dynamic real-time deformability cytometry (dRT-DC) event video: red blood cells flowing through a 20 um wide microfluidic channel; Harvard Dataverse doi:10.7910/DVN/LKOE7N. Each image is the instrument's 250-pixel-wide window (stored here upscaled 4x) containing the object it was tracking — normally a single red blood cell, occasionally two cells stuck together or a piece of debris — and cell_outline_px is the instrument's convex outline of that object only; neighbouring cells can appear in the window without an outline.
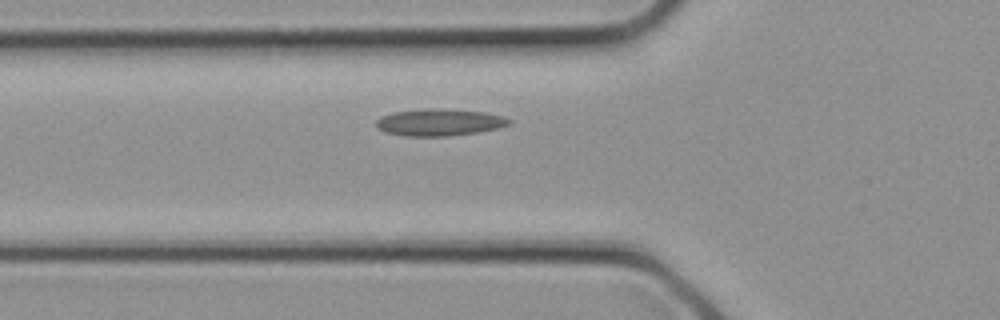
{"species": "common noctule bat (a hibernating species)", "species_latin": "Nyctalus noctula", "temperature_condition": "cold", "stored_images_in_passage": 13, "camera_frame_rate_fps": 3000, "um_per_image_px": 0.085, "animal": {"sex": "female", "body_mass_g": 21.9}, "frame": {"image": 1, "passage_image": 4, "time_ms": 1.0, "image_size_px": [1000, 320], "cell_outline_px": [[512, 120], [508, 124], [496, 128], [476, 132], [448, 136], [404, 136], [384, 132], [376, 128], [376, 120], [380, 116], [392, 112], [428, 108], [484, 112], [500, 116]], "centroid_in_image_um": [37.24, 10.4], "position_along_channel_um": 88.6, "area_um2": 20.63}}
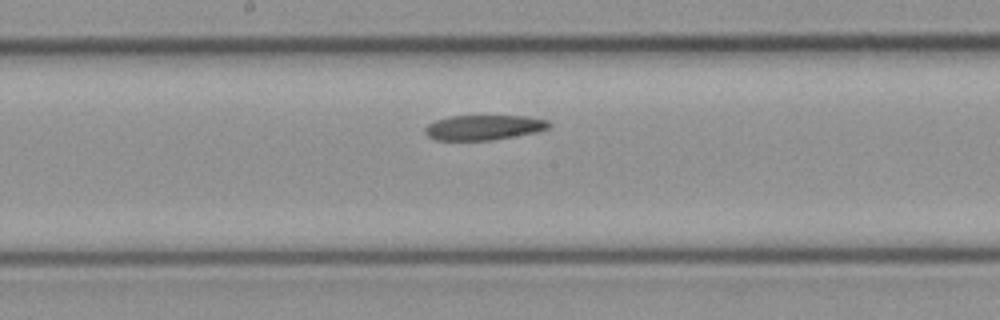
{"frame": {"image": 2, "passage_image": 9, "time_ms": 2.667, "image_size_px": [1000, 320], "cell_outline_px": [[552, 124], [548, 128], [536, 132], [492, 140], [436, 140], [428, 136], [424, 132], [424, 128], [428, 124], [436, 120], [452, 116], [528, 116], [548, 120]], "centroid_in_image_um": [41.13, 10.83], "position_along_channel_um": 207.1, "area_um2": 18.03}}
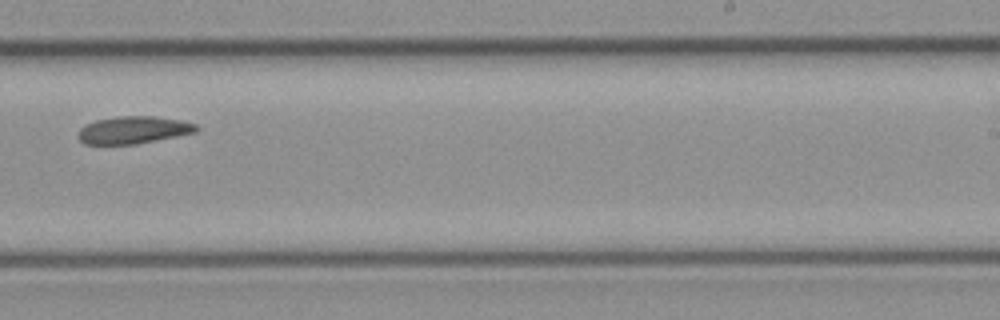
{"frame": {"image": 3, "passage_image": 12, "time_ms": 3.667, "image_size_px": [1000, 320], "cell_outline_px": [[200, 128], [196, 132], [136, 144], [84, 144], [76, 136], [80, 128], [84, 124], [96, 120], [120, 116], [156, 116], [180, 120], [196, 124]], "centroid_in_image_um": [11.31, 11.04], "position_along_channel_um": 277.7, "area_um2": 18.9}}